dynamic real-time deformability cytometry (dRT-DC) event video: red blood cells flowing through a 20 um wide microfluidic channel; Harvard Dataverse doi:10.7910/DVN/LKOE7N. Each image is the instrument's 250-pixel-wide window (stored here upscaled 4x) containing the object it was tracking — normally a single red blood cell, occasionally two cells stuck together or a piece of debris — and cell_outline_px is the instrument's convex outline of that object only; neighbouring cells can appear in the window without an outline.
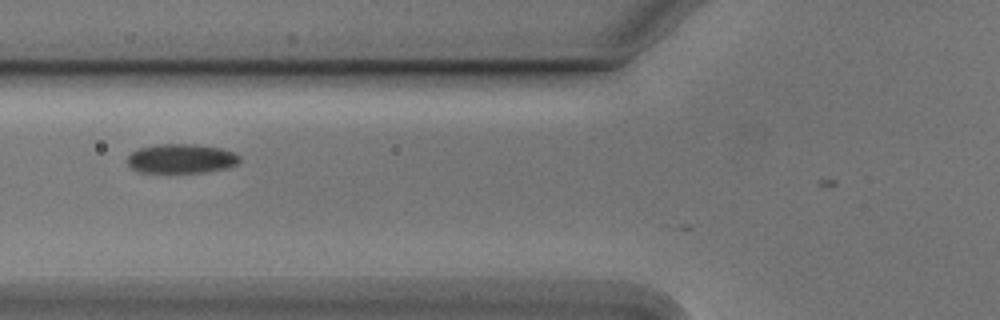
{"species": "Egyptian fruit bat (a non-hibernating species)", "species_latin": "Rousettus aegyptiacus", "temperature_condition": "cold", "stored_images_in_passage": 5, "camera_frame_rate_fps": 3000, "um_per_image_px": 0.085, "animal": {"sex": "male"}, "frame": {"image": 1, "passage_image": 2, "time_ms": 0.333, "image_size_px": [1000, 320], "cell_outline_px": [[240, 160], [236, 164], [224, 168], [204, 172], [140, 172], [132, 168], [128, 164], [128, 156], [136, 148], [160, 144], [196, 144], [220, 148], [232, 152], [240, 156]], "centroid_in_image_um": [15.38, 13.47], "position_along_channel_um": 110.4, "area_um2": 19.02}}